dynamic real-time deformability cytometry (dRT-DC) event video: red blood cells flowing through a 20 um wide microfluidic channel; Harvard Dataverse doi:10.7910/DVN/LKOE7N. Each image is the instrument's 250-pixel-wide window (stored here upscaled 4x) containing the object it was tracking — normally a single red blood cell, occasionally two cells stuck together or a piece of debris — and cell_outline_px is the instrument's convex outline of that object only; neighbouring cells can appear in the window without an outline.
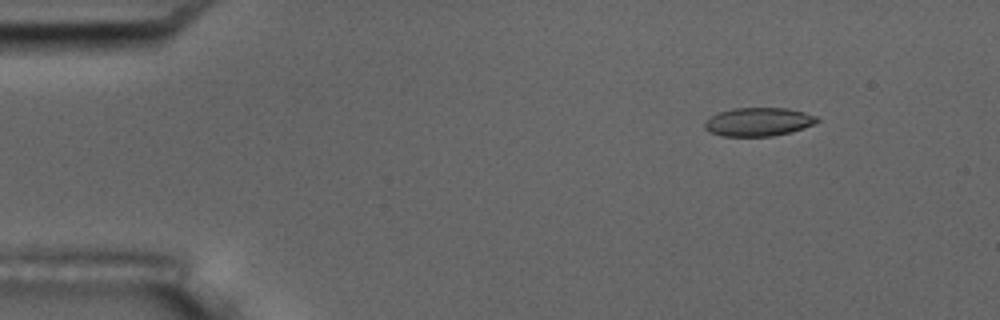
{"species": "common noctule bat (a hibernating species)", "species_latin": "Nyctalus noctula", "temperature_condition": "room temperature", "stored_images_in_passage": 9, "camera_frame_rate_fps": 3000, "um_per_image_px": 0.085, "animal": {"sex": "male", "body_mass_g": 17.5, "forearm_length_mm": 52.3}, "frame": {"image": 1, "passage_image": 1, "time_ms": 0.0, "image_size_px": [1000, 320], "cell_outline_px": [[820, 120], [804, 128], [792, 132], [772, 136], [724, 136], [708, 132], [704, 128], [704, 120], [720, 112], [732, 108], [788, 108], [804, 112], [816, 116]], "centroid_in_image_um": [64.45, 10.36], "position_along_channel_um": 20.6, "area_um2": 18.73}}
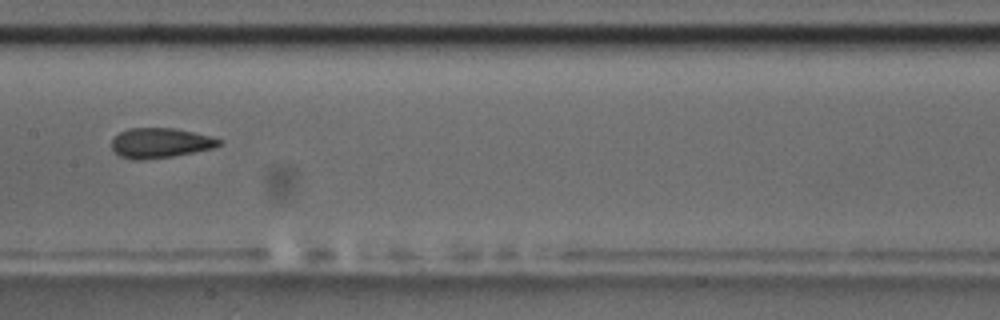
{"frame": {"image": 2, "passage_image": 7, "time_ms": 7.0, "image_size_px": [1000, 320], "cell_outline_px": [[224, 140], [220, 144], [212, 148], [172, 156], [140, 160], [132, 160], [120, 156], [112, 148], [112, 140], [120, 132], [128, 128], [176, 128]], "centroid_in_image_um": [13.6, 12.15], "position_along_channel_um": 193.8, "area_um2": 18.5}}
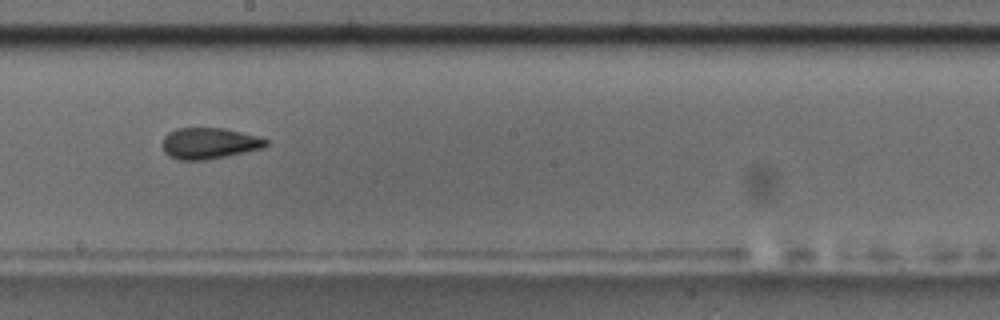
{"frame": {"image": 3, "passage_image": 8, "time_ms": 8.0, "image_size_px": [1000, 320], "cell_outline_px": [[268, 144], [264, 148], [204, 160], [180, 160], [168, 156], [164, 152], [160, 144], [164, 136], [168, 132], [176, 128], [224, 128], [256, 136], [268, 140]], "centroid_in_image_um": [17.72, 12.18], "position_along_channel_um": 230.5, "area_um2": 18.84}}